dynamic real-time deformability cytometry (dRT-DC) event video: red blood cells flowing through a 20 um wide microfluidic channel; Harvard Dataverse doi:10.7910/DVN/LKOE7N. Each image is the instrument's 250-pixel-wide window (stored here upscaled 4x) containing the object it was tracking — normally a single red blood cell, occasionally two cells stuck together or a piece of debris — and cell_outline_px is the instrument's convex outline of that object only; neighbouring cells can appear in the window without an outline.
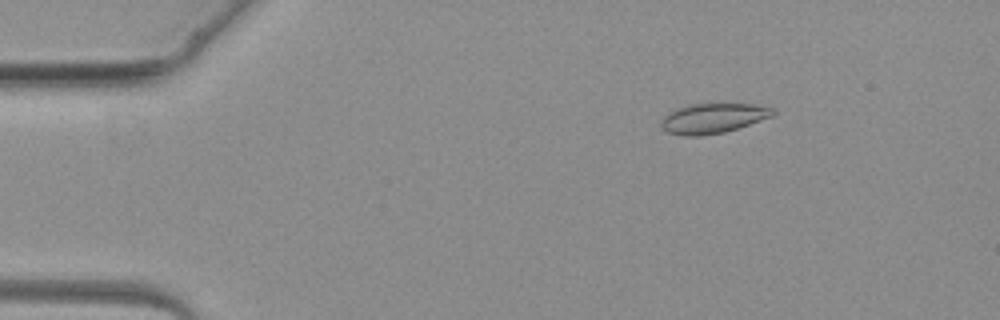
{"species": "common noctule bat (a hibernating species)", "species_latin": "Nyctalus noctula", "temperature_condition": "warm", "stored_images_in_passage": 3, "camera_frame_rate_fps": 3000, "um_per_image_px": 0.085, "animal": {"sex": "female", "body_mass_g": 19.3, "forearm_length_mm": 54.1}, "frame": {"image": 1, "passage_image": 2, "time_ms": 1.333, "image_size_px": [1000, 320], "cell_outline_px": [[776, 112], [772, 116], [724, 132], [700, 136], [684, 136], [668, 132], [660, 124], [664, 116], [668, 112], [676, 108], [688, 104], [716, 100], [756, 104], [776, 108]], "centroid_in_image_um": [60.63, 9.98], "position_along_channel_um": 24.4, "area_um2": 20.4}}